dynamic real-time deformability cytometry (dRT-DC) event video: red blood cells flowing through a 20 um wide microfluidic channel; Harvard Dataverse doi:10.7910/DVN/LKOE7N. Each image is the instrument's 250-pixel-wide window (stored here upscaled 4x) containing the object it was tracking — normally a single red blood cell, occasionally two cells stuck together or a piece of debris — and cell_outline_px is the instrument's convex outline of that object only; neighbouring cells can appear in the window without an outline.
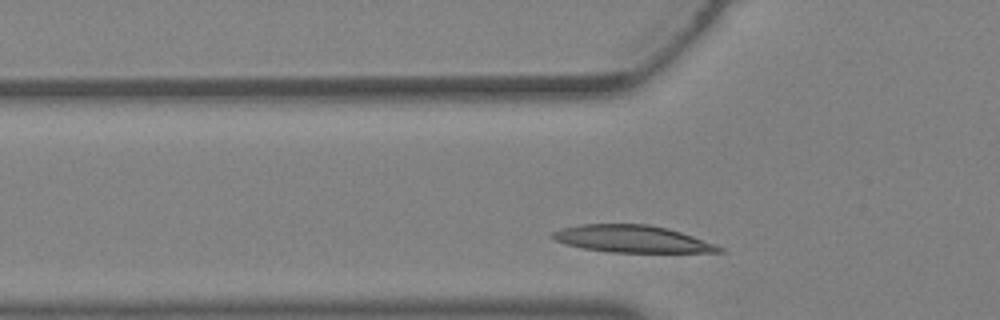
{"species": "Egyptian fruit bat (a non-hibernating species)", "species_latin": "Rousettus aegyptiacus", "temperature_condition": "warm", "stored_images_in_passage": 20, "camera_frame_rate_fps": 3000, "um_per_image_px": 0.085, "animal": {"sex": "female"}, "frame": {"image": 1, "passage_image": 3, "time_ms": 0.667, "image_size_px": [1000, 320], "cell_outline_px": [[724, 252], [608, 252], [580, 248], [564, 244], [548, 236], [552, 232], [560, 228], [580, 224], [648, 224], [668, 228], [716, 244], [724, 248]], "centroid_in_image_um": [53.67, 20.31], "position_along_channel_um": 72.1, "area_um2": 26.47}}
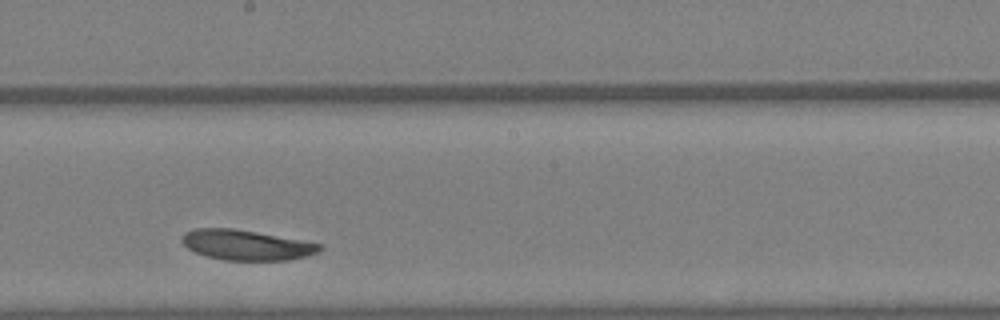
{"frame": {"image": 2, "passage_image": 12, "time_ms": 3.667, "image_size_px": [1000, 320], "cell_outline_px": [[324, 248], [308, 256], [288, 260], [224, 260], [204, 256], [188, 248], [180, 240], [184, 232], [192, 228], [232, 228], [256, 232], [320, 244]], "centroid_in_image_um": [20.88, 20.82], "position_along_channel_um": 227.3, "area_um2": 24.1}}
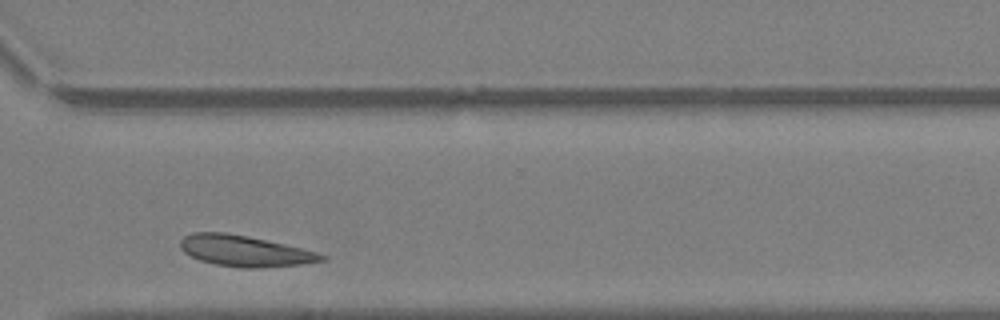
{"frame": {"image": 3, "passage_image": 19, "time_ms": 6.0, "image_size_px": [1000, 320], "cell_outline_px": [[328, 260], [300, 264], [256, 268], [248, 268], [216, 264], [200, 260], [184, 252], [180, 248], [180, 240], [184, 236], [192, 232], [224, 232], [248, 236], [284, 244], [316, 252], [328, 256]], "centroid_in_image_um": [20.8, 21.32], "position_along_channel_um": 349.8, "area_um2": 25.26}}